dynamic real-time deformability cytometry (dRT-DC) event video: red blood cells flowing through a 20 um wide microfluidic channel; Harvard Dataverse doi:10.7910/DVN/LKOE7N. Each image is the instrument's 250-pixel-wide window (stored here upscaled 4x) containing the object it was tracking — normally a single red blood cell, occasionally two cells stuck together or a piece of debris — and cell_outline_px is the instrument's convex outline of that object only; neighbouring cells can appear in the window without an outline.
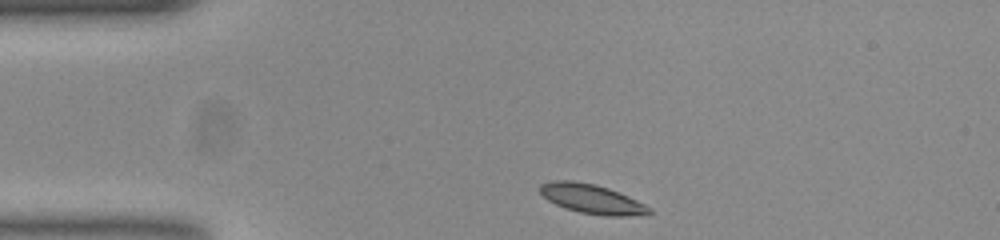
{"species": "common noctule bat (a hibernating species)", "species_latin": "Nyctalus noctula", "temperature_condition": "room temperature", "stored_images_in_passage": 36, "camera_frame_rate_fps": 3000, "um_per_image_px": 0.085, "animal": {"sex": "female", "body_mass_g": 23.0, "forearm_length_mm": 53.4}, "frame": {"image": 1, "passage_image": 1, "time_ms": 0.0, "image_size_px": [1000, 240], "cell_outline_px": [[652, 212], [648, 216], [604, 216], [580, 212], [564, 208], [548, 200], [540, 192], [540, 184], [552, 180], [572, 180], [596, 184], [608, 188], [628, 196], [652, 208]], "centroid_in_image_um": [50.35, 16.92], "position_along_channel_um": 34.7, "area_um2": 18.9}}
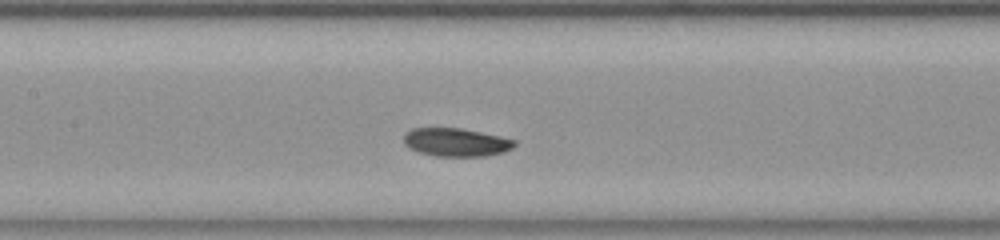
{"frame": {"image": 2, "passage_image": 15, "time_ms": 4.667, "image_size_px": [1000, 240], "cell_outline_px": [[516, 144], [512, 148], [504, 152], [484, 156], [436, 156], [420, 152], [408, 148], [404, 144], [404, 136], [412, 128], [460, 128], [500, 136], [516, 140]], "centroid_in_image_um": [38.77, 12.09], "position_along_channel_um": 168.6, "area_um2": 18.15}}
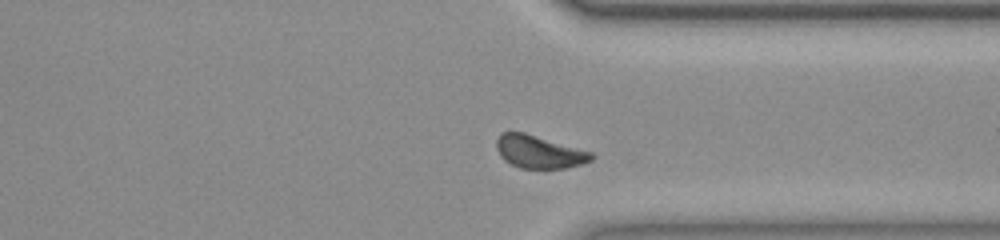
{"frame": {"image": 3, "passage_image": 31, "time_ms": 10.0, "image_size_px": [1000, 240], "cell_outline_px": [[596, 156], [592, 160], [580, 164], [564, 168], [520, 168], [504, 160], [500, 156], [496, 148], [496, 140], [500, 132], [524, 132], [592, 152]], "centroid_in_image_um": [45.8, 12.9], "position_along_channel_um": 365.6, "area_um2": 18.09}, "authors_computed_cell_mechanics": {"area_um2": 18.4382, "velocity_mm_per_s": 3.7006, "shape_relaxation_time_tau1_ms": 1.5516, "shape_relaxation_time_tau2_ms": 0.7968, "deformation_change_tau1": 0.0769, "deformation_change_tau2": 0.0486}}